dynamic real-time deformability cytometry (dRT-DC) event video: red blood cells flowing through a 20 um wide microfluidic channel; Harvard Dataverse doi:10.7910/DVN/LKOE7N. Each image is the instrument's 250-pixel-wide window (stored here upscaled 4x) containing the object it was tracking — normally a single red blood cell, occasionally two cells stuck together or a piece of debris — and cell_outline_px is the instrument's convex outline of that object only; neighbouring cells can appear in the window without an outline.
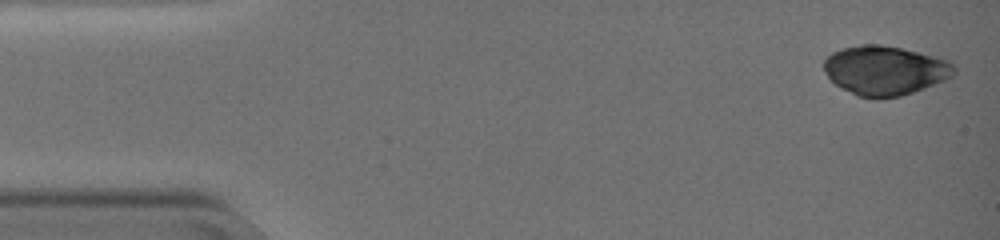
{"species": "common noctule bat (a hibernating species)", "species_latin": "Nyctalus noctula", "temperature_condition": "warm", "stored_images_in_passage": 12, "camera_frame_rate_fps": 3000, "um_per_image_px": 0.085, "animal": {"sex": "female", "body_mass_g": 19.0, "forearm_length_mm": 51.5}, "frame": {"image": 1, "passage_image": 1, "time_ms": 0.0, "image_size_px": [1000, 240], "cell_outline_px": [[956, 72], [952, 76], [944, 80], [924, 88], [900, 96], [856, 96], [836, 84], [824, 72], [824, 60], [832, 52], [844, 48], [860, 44], [880, 44], [940, 56], [952, 60], [956, 68]], "centroid_in_image_um": [75.27, 5.95], "position_along_channel_um": 9.7, "area_um2": 37.22}}